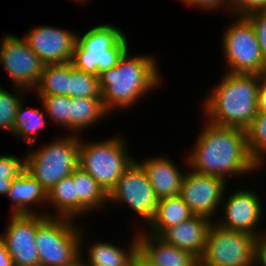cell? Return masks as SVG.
Masks as SVG:
<instances>
[{"label":"cell","instance_id":"6da1fadb","mask_svg":"<svg viewBox=\"0 0 266 266\" xmlns=\"http://www.w3.org/2000/svg\"><path fill=\"white\" fill-rule=\"evenodd\" d=\"M203 128L186 153V169L203 175H214L226 182L256 172L247 146L246 130L219 126L204 119ZM228 180V181H227Z\"/></svg>","mask_w":266,"mask_h":266},{"label":"cell","instance_id":"7a4b0ae2","mask_svg":"<svg viewBox=\"0 0 266 266\" xmlns=\"http://www.w3.org/2000/svg\"><path fill=\"white\" fill-rule=\"evenodd\" d=\"M129 54L128 49L116 66L99 74L102 103L110 115L114 110H129L164 80L155 55Z\"/></svg>","mask_w":266,"mask_h":266},{"label":"cell","instance_id":"3957f363","mask_svg":"<svg viewBox=\"0 0 266 266\" xmlns=\"http://www.w3.org/2000/svg\"><path fill=\"white\" fill-rule=\"evenodd\" d=\"M204 96L203 117L216 125L246 130L258 113V91L264 76L224 72Z\"/></svg>","mask_w":266,"mask_h":266},{"label":"cell","instance_id":"277c9868","mask_svg":"<svg viewBox=\"0 0 266 266\" xmlns=\"http://www.w3.org/2000/svg\"><path fill=\"white\" fill-rule=\"evenodd\" d=\"M82 34L77 32L71 62L76 68L96 76L116 66L130 48L127 34L113 24H97Z\"/></svg>","mask_w":266,"mask_h":266},{"label":"cell","instance_id":"5b68a950","mask_svg":"<svg viewBox=\"0 0 266 266\" xmlns=\"http://www.w3.org/2000/svg\"><path fill=\"white\" fill-rule=\"evenodd\" d=\"M80 136L78 166L87 172L108 194L135 158L128 149L126 135H113L87 142ZM85 141V142H84Z\"/></svg>","mask_w":266,"mask_h":266},{"label":"cell","instance_id":"8992f818","mask_svg":"<svg viewBox=\"0 0 266 266\" xmlns=\"http://www.w3.org/2000/svg\"><path fill=\"white\" fill-rule=\"evenodd\" d=\"M64 135L38 148L36 143L30 145V152L25 155V170L47 193L78 167L80 136L69 133Z\"/></svg>","mask_w":266,"mask_h":266},{"label":"cell","instance_id":"52a82bcc","mask_svg":"<svg viewBox=\"0 0 266 266\" xmlns=\"http://www.w3.org/2000/svg\"><path fill=\"white\" fill-rule=\"evenodd\" d=\"M77 222L65 217H47L38 226L35 245L40 266L68 265L85 254L86 231Z\"/></svg>","mask_w":266,"mask_h":266},{"label":"cell","instance_id":"ba28073f","mask_svg":"<svg viewBox=\"0 0 266 266\" xmlns=\"http://www.w3.org/2000/svg\"><path fill=\"white\" fill-rule=\"evenodd\" d=\"M234 20L222 35V53L226 72L237 74H266L264 58L256 31L248 17L231 15Z\"/></svg>","mask_w":266,"mask_h":266},{"label":"cell","instance_id":"9c48e42d","mask_svg":"<svg viewBox=\"0 0 266 266\" xmlns=\"http://www.w3.org/2000/svg\"><path fill=\"white\" fill-rule=\"evenodd\" d=\"M256 237L213 222L199 263L204 266H254Z\"/></svg>","mask_w":266,"mask_h":266},{"label":"cell","instance_id":"30bf717a","mask_svg":"<svg viewBox=\"0 0 266 266\" xmlns=\"http://www.w3.org/2000/svg\"><path fill=\"white\" fill-rule=\"evenodd\" d=\"M159 198L154 192L144 168L135 159L122 173L116 186L108 194V205L122 207L126 205L135 212L136 217L149 224L154 218Z\"/></svg>","mask_w":266,"mask_h":266},{"label":"cell","instance_id":"8fae6325","mask_svg":"<svg viewBox=\"0 0 266 266\" xmlns=\"http://www.w3.org/2000/svg\"><path fill=\"white\" fill-rule=\"evenodd\" d=\"M3 36L0 42V65L10 77L11 86L34 92L45 64L29 48L23 37L10 33Z\"/></svg>","mask_w":266,"mask_h":266},{"label":"cell","instance_id":"7c38bea8","mask_svg":"<svg viewBox=\"0 0 266 266\" xmlns=\"http://www.w3.org/2000/svg\"><path fill=\"white\" fill-rule=\"evenodd\" d=\"M238 189L232 191L229 196L225 189L221 208L223 215L214 221L219 226L238 232H246L256 238L263 235L265 231L258 229L264 214L261 197L253 190ZM226 195V196H225ZM225 197V198H224ZM227 197V198H226Z\"/></svg>","mask_w":266,"mask_h":266},{"label":"cell","instance_id":"4fadbf2b","mask_svg":"<svg viewBox=\"0 0 266 266\" xmlns=\"http://www.w3.org/2000/svg\"><path fill=\"white\" fill-rule=\"evenodd\" d=\"M228 182L214 175H203L187 169L179 196L194 215L217 219ZM217 214V216H216Z\"/></svg>","mask_w":266,"mask_h":266},{"label":"cell","instance_id":"5bb4252c","mask_svg":"<svg viewBox=\"0 0 266 266\" xmlns=\"http://www.w3.org/2000/svg\"><path fill=\"white\" fill-rule=\"evenodd\" d=\"M47 217L43 214H11L0 239L6 245L14 266H40L35 235Z\"/></svg>","mask_w":266,"mask_h":266},{"label":"cell","instance_id":"9a60e30c","mask_svg":"<svg viewBox=\"0 0 266 266\" xmlns=\"http://www.w3.org/2000/svg\"><path fill=\"white\" fill-rule=\"evenodd\" d=\"M29 30L23 39L45 65L72 61L77 42L76 31L45 24Z\"/></svg>","mask_w":266,"mask_h":266},{"label":"cell","instance_id":"2e32d148","mask_svg":"<svg viewBox=\"0 0 266 266\" xmlns=\"http://www.w3.org/2000/svg\"><path fill=\"white\" fill-rule=\"evenodd\" d=\"M138 251L154 266H197L199 258L189 251L166 243L159 236L136 228Z\"/></svg>","mask_w":266,"mask_h":266},{"label":"cell","instance_id":"e0dca14e","mask_svg":"<svg viewBox=\"0 0 266 266\" xmlns=\"http://www.w3.org/2000/svg\"><path fill=\"white\" fill-rule=\"evenodd\" d=\"M172 158L157 155L138 161L147 173L149 182L159 199L176 197L180 194L182 181L187 170L179 168Z\"/></svg>","mask_w":266,"mask_h":266},{"label":"cell","instance_id":"ac0fdd59","mask_svg":"<svg viewBox=\"0 0 266 266\" xmlns=\"http://www.w3.org/2000/svg\"><path fill=\"white\" fill-rule=\"evenodd\" d=\"M212 223L213 221L207 217L194 215L190 219L166 229L159 237L166 243L189 251L200 258L204 252Z\"/></svg>","mask_w":266,"mask_h":266},{"label":"cell","instance_id":"d6986e66","mask_svg":"<svg viewBox=\"0 0 266 266\" xmlns=\"http://www.w3.org/2000/svg\"><path fill=\"white\" fill-rule=\"evenodd\" d=\"M7 197L11 200V214H43L46 215L47 191L26 170L12 180ZM44 205V207H43ZM41 207L38 212L34 207ZM34 208V210L32 209Z\"/></svg>","mask_w":266,"mask_h":266},{"label":"cell","instance_id":"ffe728a7","mask_svg":"<svg viewBox=\"0 0 266 266\" xmlns=\"http://www.w3.org/2000/svg\"><path fill=\"white\" fill-rule=\"evenodd\" d=\"M130 239L127 248L121 247L115 242L99 241L92 242L86 250L85 256L88 266H131L134 255L138 252L137 233Z\"/></svg>","mask_w":266,"mask_h":266},{"label":"cell","instance_id":"44dd1931","mask_svg":"<svg viewBox=\"0 0 266 266\" xmlns=\"http://www.w3.org/2000/svg\"><path fill=\"white\" fill-rule=\"evenodd\" d=\"M71 176L75 184V196L78 199V219L109 207L108 193L87 172L78 166Z\"/></svg>","mask_w":266,"mask_h":266},{"label":"cell","instance_id":"7402d4cb","mask_svg":"<svg viewBox=\"0 0 266 266\" xmlns=\"http://www.w3.org/2000/svg\"><path fill=\"white\" fill-rule=\"evenodd\" d=\"M193 216L194 214L189 206L179 195L162 198L159 199L154 218L144 227V230L152 235L160 236L166 229L180 224Z\"/></svg>","mask_w":266,"mask_h":266},{"label":"cell","instance_id":"603a6c76","mask_svg":"<svg viewBox=\"0 0 266 266\" xmlns=\"http://www.w3.org/2000/svg\"><path fill=\"white\" fill-rule=\"evenodd\" d=\"M47 206L53 208L46 211L48 217H65L78 220V199L75 196L73 177L67 176L56 183L47 193Z\"/></svg>","mask_w":266,"mask_h":266},{"label":"cell","instance_id":"cb8c5ba5","mask_svg":"<svg viewBox=\"0 0 266 266\" xmlns=\"http://www.w3.org/2000/svg\"><path fill=\"white\" fill-rule=\"evenodd\" d=\"M24 101L26 102L23 100L18 106L11 136H15L16 139L19 138V141L23 143L26 142L29 147L32 144H38L39 133L47 126L48 118L43 105L42 108H31V106L25 108Z\"/></svg>","mask_w":266,"mask_h":266},{"label":"cell","instance_id":"d4e9b609","mask_svg":"<svg viewBox=\"0 0 266 266\" xmlns=\"http://www.w3.org/2000/svg\"><path fill=\"white\" fill-rule=\"evenodd\" d=\"M108 115L102 98H72L71 135L81 136L82 130L91 129Z\"/></svg>","mask_w":266,"mask_h":266},{"label":"cell","instance_id":"484cf974","mask_svg":"<svg viewBox=\"0 0 266 266\" xmlns=\"http://www.w3.org/2000/svg\"><path fill=\"white\" fill-rule=\"evenodd\" d=\"M34 91L37 96H69V62L45 65Z\"/></svg>","mask_w":266,"mask_h":266},{"label":"cell","instance_id":"4316f807","mask_svg":"<svg viewBox=\"0 0 266 266\" xmlns=\"http://www.w3.org/2000/svg\"><path fill=\"white\" fill-rule=\"evenodd\" d=\"M247 146L253 162L259 169L266 166V113L258 112L246 129Z\"/></svg>","mask_w":266,"mask_h":266},{"label":"cell","instance_id":"83f0119b","mask_svg":"<svg viewBox=\"0 0 266 266\" xmlns=\"http://www.w3.org/2000/svg\"><path fill=\"white\" fill-rule=\"evenodd\" d=\"M69 96L71 98H102L99 76L86 73L69 61Z\"/></svg>","mask_w":266,"mask_h":266},{"label":"cell","instance_id":"f1b7e54d","mask_svg":"<svg viewBox=\"0 0 266 266\" xmlns=\"http://www.w3.org/2000/svg\"><path fill=\"white\" fill-rule=\"evenodd\" d=\"M43 105L48 120L63 129H70L71 135V104L72 98L66 95L38 96Z\"/></svg>","mask_w":266,"mask_h":266},{"label":"cell","instance_id":"f546056e","mask_svg":"<svg viewBox=\"0 0 266 266\" xmlns=\"http://www.w3.org/2000/svg\"><path fill=\"white\" fill-rule=\"evenodd\" d=\"M2 86L0 85V131L12 133L18 106L25 99L24 94H28V91L14 87V92L17 91L14 95Z\"/></svg>","mask_w":266,"mask_h":266},{"label":"cell","instance_id":"4dcf8cb0","mask_svg":"<svg viewBox=\"0 0 266 266\" xmlns=\"http://www.w3.org/2000/svg\"><path fill=\"white\" fill-rule=\"evenodd\" d=\"M25 171V154L23 158L15 155L0 156V195L7 196L12 180Z\"/></svg>","mask_w":266,"mask_h":266},{"label":"cell","instance_id":"1f68e13d","mask_svg":"<svg viewBox=\"0 0 266 266\" xmlns=\"http://www.w3.org/2000/svg\"><path fill=\"white\" fill-rule=\"evenodd\" d=\"M266 10V0H230V15L248 17Z\"/></svg>","mask_w":266,"mask_h":266},{"label":"cell","instance_id":"d6a6232c","mask_svg":"<svg viewBox=\"0 0 266 266\" xmlns=\"http://www.w3.org/2000/svg\"><path fill=\"white\" fill-rule=\"evenodd\" d=\"M256 31L259 45L266 59V10L258 11L248 16Z\"/></svg>","mask_w":266,"mask_h":266},{"label":"cell","instance_id":"836d02e7","mask_svg":"<svg viewBox=\"0 0 266 266\" xmlns=\"http://www.w3.org/2000/svg\"><path fill=\"white\" fill-rule=\"evenodd\" d=\"M180 2H183L182 4H187L188 6H193L203 10V11H228L230 14V0H179Z\"/></svg>","mask_w":266,"mask_h":266},{"label":"cell","instance_id":"e575fe53","mask_svg":"<svg viewBox=\"0 0 266 266\" xmlns=\"http://www.w3.org/2000/svg\"><path fill=\"white\" fill-rule=\"evenodd\" d=\"M254 266H266V232L256 238L254 248Z\"/></svg>","mask_w":266,"mask_h":266},{"label":"cell","instance_id":"d590c367","mask_svg":"<svg viewBox=\"0 0 266 266\" xmlns=\"http://www.w3.org/2000/svg\"><path fill=\"white\" fill-rule=\"evenodd\" d=\"M258 112L266 113V77L261 79L258 91Z\"/></svg>","mask_w":266,"mask_h":266},{"label":"cell","instance_id":"8d00e7d4","mask_svg":"<svg viewBox=\"0 0 266 266\" xmlns=\"http://www.w3.org/2000/svg\"><path fill=\"white\" fill-rule=\"evenodd\" d=\"M0 266H14L6 245L0 239Z\"/></svg>","mask_w":266,"mask_h":266},{"label":"cell","instance_id":"74e56055","mask_svg":"<svg viewBox=\"0 0 266 266\" xmlns=\"http://www.w3.org/2000/svg\"><path fill=\"white\" fill-rule=\"evenodd\" d=\"M131 266H154L139 251L134 255Z\"/></svg>","mask_w":266,"mask_h":266},{"label":"cell","instance_id":"f35d334b","mask_svg":"<svg viewBox=\"0 0 266 266\" xmlns=\"http://www.w3.org/2000/svg\"><path fill=\"white\" fill-rule=\"evenodd\" d=\"M64 266H88L86 260L82 257V255L77 258L73 263Z\"/></svg>","mask_w":266,"mask_h":266},{"label":"cell","instance_id":"ab89813d","mask_svg":"<svg viewBox=\"0 0 266 266\" xmlns=\"http://www.w3.org/2000/svg\"><path fill=\"white\" fill-rule=\"evenodd\" d=\"M70 1H72V0H70ZM73 1H75L76 3H80V4H83V3H85V2H88V1H90V0H73Z\"/></svg>","mask_w":266,"mask_h":266}]
</instances>
